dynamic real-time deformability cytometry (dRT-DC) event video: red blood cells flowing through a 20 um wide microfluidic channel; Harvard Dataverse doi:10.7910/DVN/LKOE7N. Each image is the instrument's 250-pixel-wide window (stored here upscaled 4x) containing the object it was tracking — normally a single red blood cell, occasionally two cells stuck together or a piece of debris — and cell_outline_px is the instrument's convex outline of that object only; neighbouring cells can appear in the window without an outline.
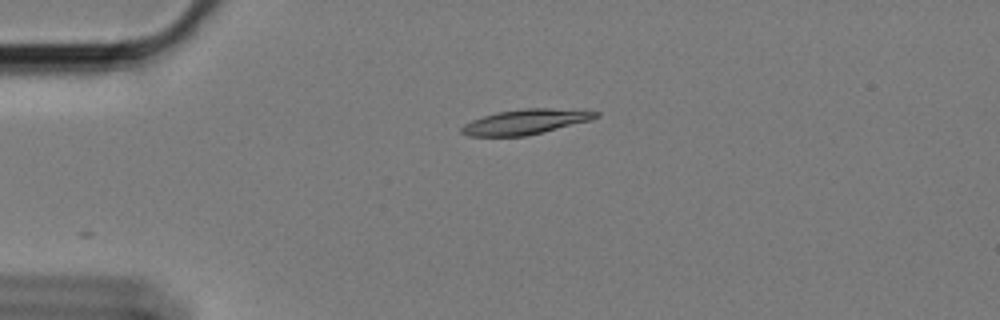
{"species": "Egyptian fruit bat (a non-hibernating species)", "species_latin": "Rousettus aegyptiacus", "temperature_condition": "cold", "stored_images_in_passage": 17, "camera_frame_rate_fps": 3000, "um_per_image_px": 0.085, "animal": {"sex": "female"}, "frame": {"image": 1, "passage_image": 1, "time_ms": 0.0, "image_size_px": [1000, 320], "cell_outline_px": [[600, 116], [588, 120], [544, 132], [524, 136], [468, 136], [460, 132], [460, 128], [464, 124], [472, 120], [496, 112], [524, 108], [548, 108], [600, 112]], "centroid_in_image_um": [44.61, 10.36], "position_along_channel_um": 40.4, "area_um2": 19.31}}
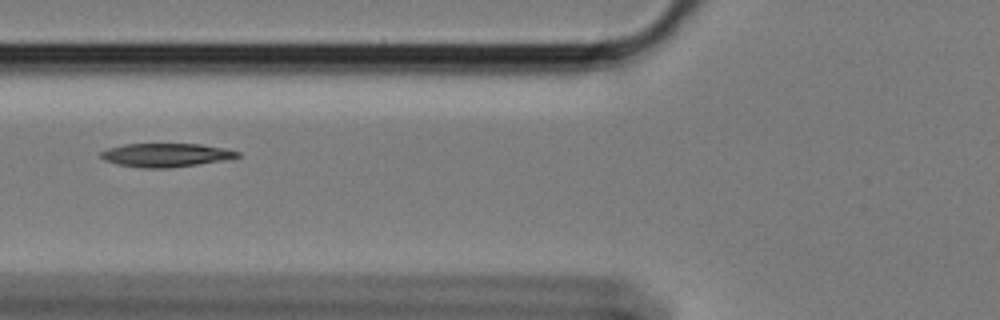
{"frame": {"image": 2, "passage_image": 10, "time_ms": 3.0, "image_size_px": [1000, 320], "cell_outline_px": [[240, 156], [224, 160], [168, 168], [140, 168], [116, 164], [104, 160], [100, 156], [100, 152], [108, 148], [124, 144], [200, 144], [224, 148], [240, 152]], "centroid_in_image_um": [14.06, 13.18], "position_along_channel_um": 111.7, "area_um2": 18.73}}
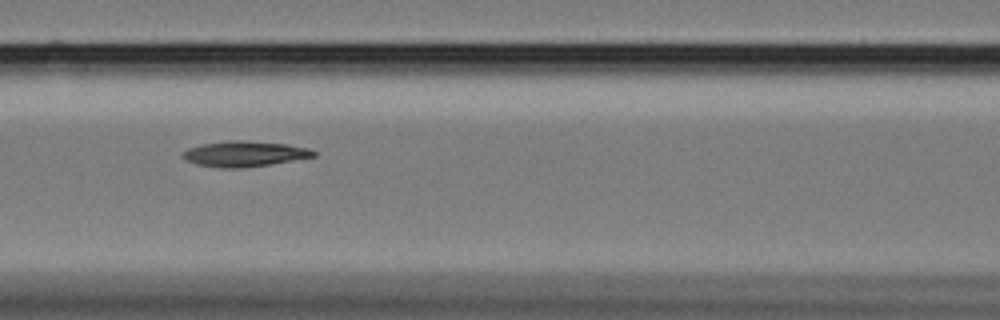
{"frame": {"image": 3, "passage_image": 13, "time_ms": 4.0, "image_size_px": [1000, 320], "cell_outline_px": [[316, 156], [272, 164], [244, 168], [220, 168], [196, 164], [184, 160], [180, 156], [180, 152], [188, 148], [200, 144], [228, 140], [244, 140], [284, 144], [308, 148], [316, 152]], "centroid_in_image_um": [20.7, 13.08], "position_along_channel_um": 145.9, "area_um2": 19.71}}